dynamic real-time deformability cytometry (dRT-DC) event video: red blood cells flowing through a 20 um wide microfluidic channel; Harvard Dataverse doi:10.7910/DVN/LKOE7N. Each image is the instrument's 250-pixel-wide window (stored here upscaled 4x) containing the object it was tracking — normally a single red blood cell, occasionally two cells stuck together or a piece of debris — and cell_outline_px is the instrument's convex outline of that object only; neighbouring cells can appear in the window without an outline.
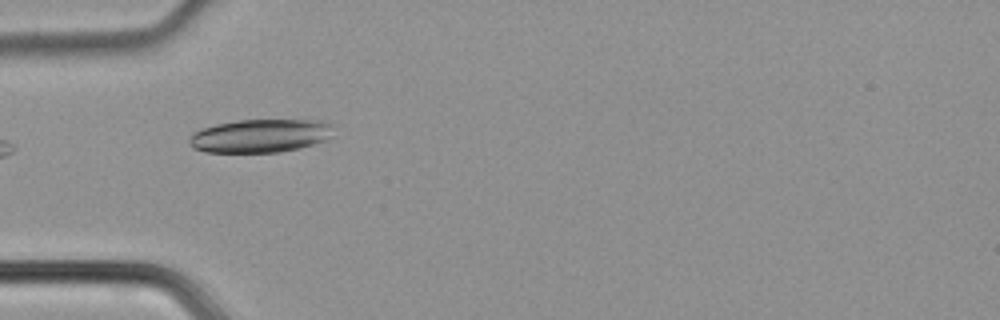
{"species": "common noctule bat (a hibernating species)", "species_latin": "Nyctalus noctula", "temperature_condition": "cold", "stored_images_in_passage": 5, "camera_frame_rate_fps": 3000, "um_per_image_px": 0.085, "animal": {"sex": "male", "body_mass_g": 21.5, "forearm_length_mm": 52.0}, "frame": {"image": 1, "passage_image": 1, "time_ms": 0.0, "image_size_px": [1000, 320], "cell_outline_px": [[332, 136], [324, 140], [300, 148], [280, 152], [204, 152], [192, 148], [188, 140], [192, 132], [216, 124], [240, 120], [324, 120], [332, 124]], "centroid_in_image_um": [22.12, 11.54], "position_along_channel_um": 62.9, "area_um2": 28.09}}